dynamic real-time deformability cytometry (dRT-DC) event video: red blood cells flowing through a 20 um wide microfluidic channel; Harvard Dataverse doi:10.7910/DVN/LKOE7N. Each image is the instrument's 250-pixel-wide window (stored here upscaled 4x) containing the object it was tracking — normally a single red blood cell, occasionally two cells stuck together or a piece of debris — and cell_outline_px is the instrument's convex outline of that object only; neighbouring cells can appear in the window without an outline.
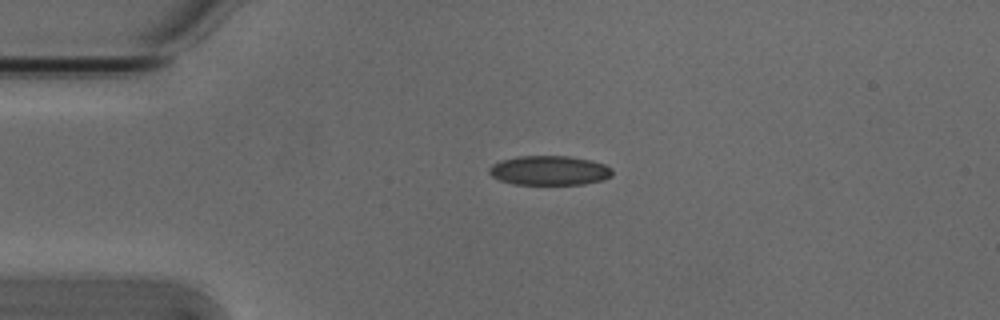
{"species": "Egyptian fruit bat (a non-hibernating species)", "species_latin": "Rousettus aegyptiacus", "temperature_condition": "cold", "stored_images_in_passage": 2, "camera_frame_rate_fps": 3000, "um_per_image_px": 0.085, "animal": {"sex": "male"}, "frame": {"image": 1, "passage_image": 1, "time_ms": 0.0, "image_size_px": [1000, 320], "cell_outline_px": [[612, 176], [604, 180], [584, 184], [512, 184], [500, 180], [492, 176], [488, 172], [488, 168], [492, 164], [500, 160], [516, 156], [568, 156], [592, 160], [604, 164], [612, 168]], "centroid_in_image_um": [46.69, 14.48], "position_along_channel_um": 38.3, "area_um2": 21.33}}